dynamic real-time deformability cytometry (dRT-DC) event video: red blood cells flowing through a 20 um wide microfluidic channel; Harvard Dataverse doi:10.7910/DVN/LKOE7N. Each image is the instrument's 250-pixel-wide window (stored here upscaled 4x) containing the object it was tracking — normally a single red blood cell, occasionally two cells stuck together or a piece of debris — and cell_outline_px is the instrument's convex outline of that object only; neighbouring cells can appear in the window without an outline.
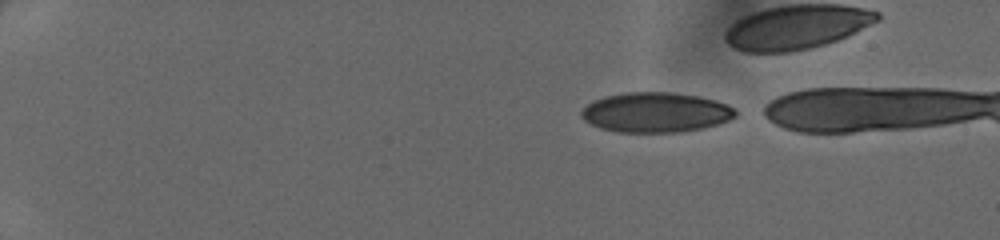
{"species": "human", "species_latin": "Homo sapiens", "temperature_condition": "cold", "stored_images_in_passage": 38, "camera_frame_rate_fps": 3000, "um_per_image_px": 0.085, "donor": {"sex": "female"}, "frame": {"image": 1, "passage_image": 2, "time_ms": 0.333, "image_size_px": [1000, 240], "cell_outline_px": [[736, 116], [720, 124], [704, 128], [680, 132], [620, 132], [600, 128], [584, 120], [580, 116], [580, 112], [592, 100], [604, 96], [628, 92], [668, 92], [696, 96], [716, 100], [732, 108], [736, 112]], "centroid_in_image_um": [55.71, 9.56], "position_along_channel_um": 29.3, "area_um2": 35.78}}
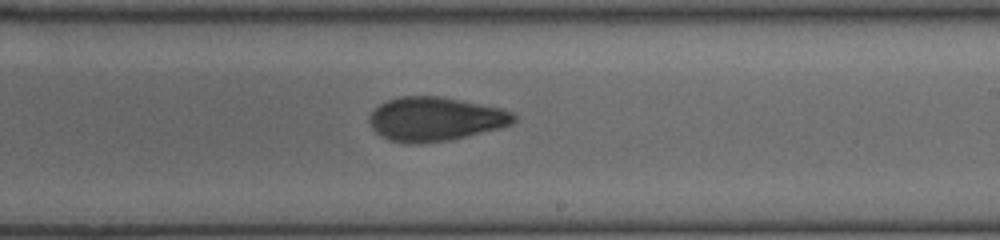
{"frame": {"image": 2, "passage_image": 25, "time_ms": 8.0, "image_size_px": [1000, 240], "cell_outline_px": [[516, 120], [512, 124], [500, 128], [452, 140], [420, 144], [408, 144], [388, 140], [376, 132], [372, 128], [368, 120], [372, 112], [380, 104], [388, 100], [400, 96], [440, 96], [500, 108], [512, 112], [516, 116]], "centroid_in_image_um": [36.99, 10.13], "position_along_channel_um": 252.0, "area_um2": 37.11}}
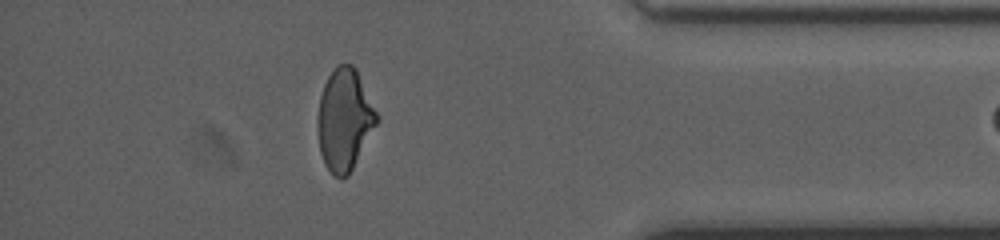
{"frame": {"image": 3, "passage_image": 37, "time_ms": 12.0, "image_size_px": [1000, 240], "cell_outline_px": [[376, 124], [348, 176], [340, 180], [332, 176], [324, 164], [320, 152], [316, 124], [316, 120], [320, 96], [324, 84], [332, 68], [336, 64], [352, 64], [356, 68], [376, 112]], "centroid_in_image_um": [29.22, 10.18], "position_along_channel_um": 406.0, "area_um2": 34.97}}